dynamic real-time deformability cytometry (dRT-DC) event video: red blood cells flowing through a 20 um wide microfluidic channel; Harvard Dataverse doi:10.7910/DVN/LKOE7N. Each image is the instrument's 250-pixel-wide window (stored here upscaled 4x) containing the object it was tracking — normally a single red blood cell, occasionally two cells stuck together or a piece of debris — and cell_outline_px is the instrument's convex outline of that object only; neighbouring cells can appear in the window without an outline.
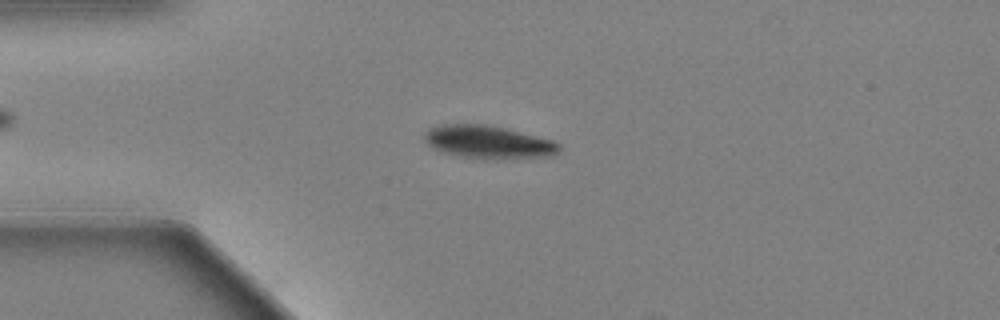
{"species": "Egyptian fruit bat (a non-hibernating species)", "species_latin": "Rousettus aegyptiacus", "temperature_condition": "warm", "stored_images_in_passage": 60, "camera_frame_rate_fps": 3000, "um_per_image_px": 0.085, "animal": {"sex": "female"}, "frame": {"image": 1, "passage_image": 15, "time_ms": 4.667, "image_size_px": [1000, 320], "cell_outline_px": [[560, 152], [552, 156], [460, 156], [444, 152], [432, 148], [424, 140], [424, 132], [428, 128], [444, 124], [484, 124], [504, 128], [552, 140], [560, 144]], "centroid_in_image_um": [41.44, 12.02], "position_along_channel_um": 43.6, "area_um2": 24.68}}
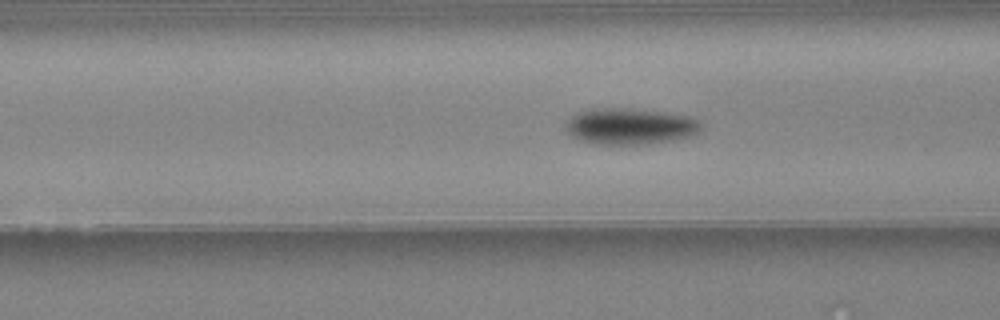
{"frame": {"image": 2, "passage_image": 23, "time_ms": 7.333, "image_size_px": [1000, 320], "cell_outline_px": [[700, 132], [688, 136], [672, 140], [640, 144], [592, 144], [580, 140], [572, 136], [568, 132], [568, 120], [576, 112], [588, 108], [636, 108], [668, 112], [692, 116], [700, 120]], "centroid_in_image_um": [53.57, 10.71], "position_along_channel_um": 113.0, "area_um2": 28.78}}
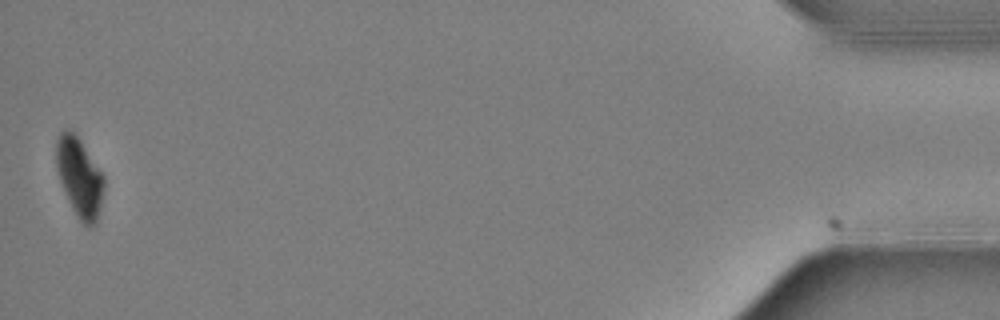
{"frame": {"image": 3, "passage_image": 59, "time_ms": 19.333, "image_size_px": [1000, 320], "cell_outline_px": [[104, 188], [96, 224], [84, 224], [80, 220], [60, 180], [56, 164], [56, 140], [60, 132], [64, 128], [68, 128], [80, 140], [104, 176]], "centroid_in_image_um": [6.75, 15.0], "position_along_channel_um": 428.4, "area_um2": 21.21}, "authors_computed_cell_mechanics": {"area_um2": 25.4031, "velocity_mm_per_s": 3.4085, "shape_relaxation_time_tau1_ms": 1.9751, "shape_relaxation_time_tau2_ms": null, "deformation_change_tau1": 0.1319, "deformation_change_tau2": null}}